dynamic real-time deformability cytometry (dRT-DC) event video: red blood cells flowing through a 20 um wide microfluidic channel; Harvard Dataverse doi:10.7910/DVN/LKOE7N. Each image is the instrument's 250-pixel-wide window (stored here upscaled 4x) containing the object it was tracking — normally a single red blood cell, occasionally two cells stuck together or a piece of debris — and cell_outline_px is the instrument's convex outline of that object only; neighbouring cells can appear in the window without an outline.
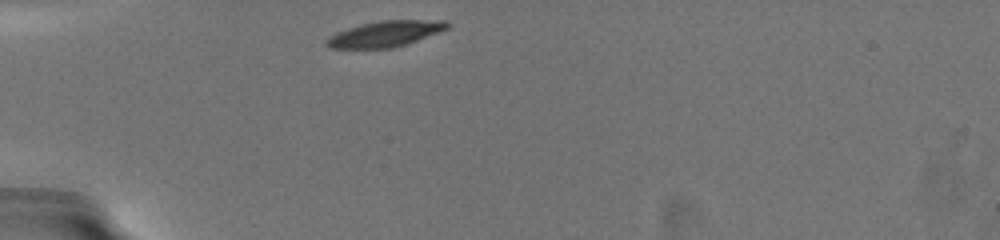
{"species": "common noctule bat (a hibernating species)", "species_latin": "Nyctalus noctula", "temperature_condition": "warm", "stored_images_in_passage": 23, "camera_frame_rate_fps": 3000, "um_per_image_px": 0.085, "animal": {"sex": "female", "body_mass_g": 19.5, "forearm_length_mm": 54.1}, "frame": {"image": 1, "passage_image": 1, "time_ms": 0.0, "image_size_px": [1000, 240], "cell_outline_px": [[452, 24], [448, 28], [416, 40], [392, 48], [328, 48], [324, 44], [324, 40], [336, 32], [348, 28], [364, 24], [384, 20], [448, 20]], "centroid_in_image_um": [32.72, 2.87], "position_along_channel_um": 52.3, "area_um2": 17.98}}
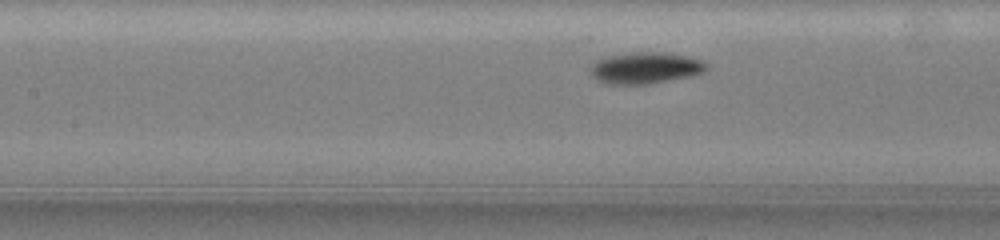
{"frame": {"image": 2, "passage_image": 11, "time_ms": 3.333, "image_size_px": [1000, 240], "cell_outline_px": [[708, 68], [704, 72], [692, 76], [648, 84], [608, 84], [600, 80], [592, 72], [592, 64], [596, 60], [608, 56], [632, 52], [660, 52], [684, 56], [704, 60], [708, 64]], "centroid_in_image_um": [54.93, 5.77], "position_along_channel_um": 152.5, "area_um2": 21.04}}
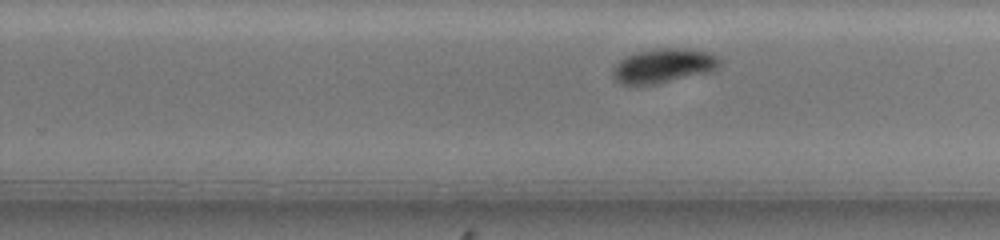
{"frame": {"image": 3, "passage_image": 20, "time_ms": 6.667, "image_size_px": [1000, 240], "cell_outline_px": [[720, 64], [716, 68], [708, 72], [656, 84], [620, 84], [612, 76], [612, 72], [616, 64], [620, 60], [636, 52], [656, 48], [676, 48], [708, 52], [716, 56], [720, 60]], "centroid_in_image_um": [56.36, 5.59], "position_along_channel_um": 273.4, "area_um2": 20.98}}